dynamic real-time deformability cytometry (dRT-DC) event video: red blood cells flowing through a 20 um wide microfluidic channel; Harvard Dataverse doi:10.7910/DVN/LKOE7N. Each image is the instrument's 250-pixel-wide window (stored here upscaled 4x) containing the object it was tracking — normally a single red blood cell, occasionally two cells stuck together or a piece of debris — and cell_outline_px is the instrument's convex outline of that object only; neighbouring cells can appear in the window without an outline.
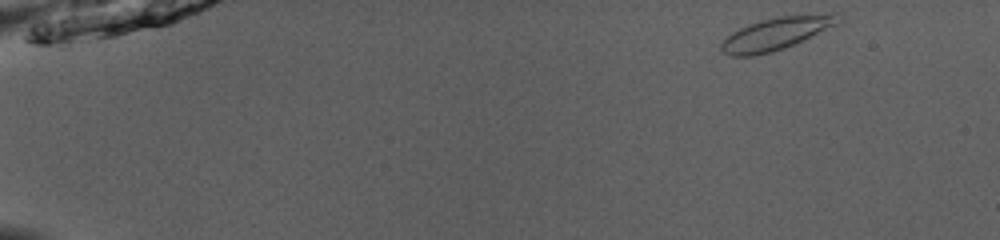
{"species": "common noctule bat (a hibernating species)", "species_latin": "Nyctalus noctula", "temperature_condition": "room temperature", "stored_images_in_passage": 48, "camera_frame_rate_fps": 3000, "um_per_image_px": 0.085, "animal": {"sex": "male", "body_mass_g": 13.0, "forearm_length_mm": 53.1}, "frame": {"image": 1, "passage_image": 1, "time_ms": 0.0, "image_size_px": [1000, 240], "cell_outline_px": [[844, 20], [836, 24], [784, 48], [772, 52], [752, 56], [728, 56], [720, 52], [720, 44], [732, 32], [748, 24], [780, 16], [832, 12], [836, 12]], "centroid_in_image_um": [65.97, 2.85], "position_along_channel_um": 19.0, "area_um2": 22.08}}
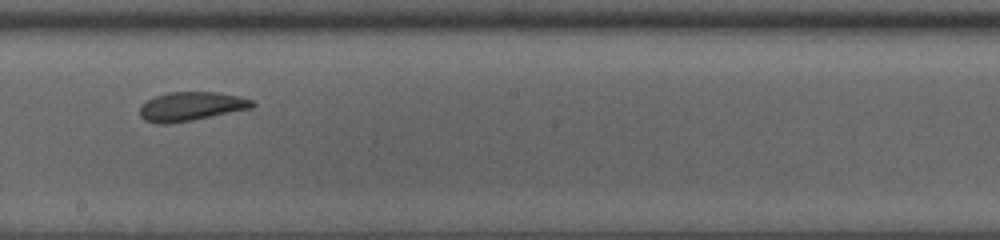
{"frame": {"image": 2, "passage_image": 27, "time_ms": 8.667, "image_size_px": [1000, 240], "cell_outline_px": [[256, 104], [252, 108], [192, 120], [168, 124], [160, 124], [144, 120], [140, 116], [140, 108], [148, 100], [156, 96], [168, 92], [216, 92], [240, 96], [252, 100]], "centroid_in_image_um": [16.26, 9.04], "position_along_channel_um": 231.9, "area_um2": 18.84}}
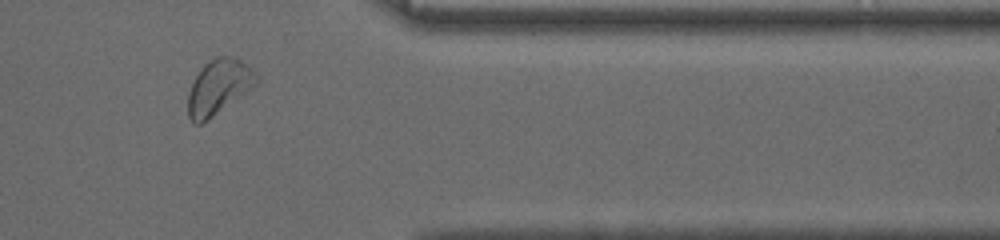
{"frame": {"image": 3, "passage_image": 40, "time_ms": 13.0, "image_size_px": [1000, 240], "cell_outline_px": [[260, 80], [256, 84], [208, 120], [200, 124], [192, 124], [188, 116], [188, 92], [196, 76], [204, 64], [216, 56], [228, 56], [240, 60], [252, 68]], "centroid_in_image_um": [18.57, 7.4], "position_along_channel_um": 392.8, "area_um2": 21.62}, "authors_computed_cell_mechanics": {"area_um2": 20.2878, "velocity_mm_per_s": 3.9253, "shape_relaxation_time_tau1_ms": 4.6868, "shape_relaxation_time_tau2_ms": 2.555, "deformation_change_tau1": 0.0763, "deformation_change_tau2": 0.0734}}